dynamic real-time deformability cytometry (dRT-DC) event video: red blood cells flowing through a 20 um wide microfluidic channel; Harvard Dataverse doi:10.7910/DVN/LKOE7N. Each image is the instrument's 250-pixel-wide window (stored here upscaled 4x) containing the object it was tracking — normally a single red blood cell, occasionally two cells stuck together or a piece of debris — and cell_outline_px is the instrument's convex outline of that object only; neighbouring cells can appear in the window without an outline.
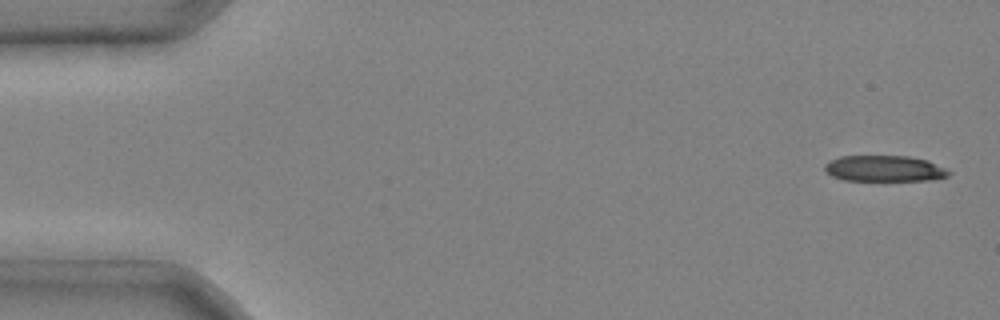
{"species": "common noctule bat (a hibernating species)", "species_latin": "Nyctalus noctula", "temperature_condition": "cold", "stored_images_in_passage": 5, "camera_frame_rate_fps": 3000, "um_per_image_px": 0.085, "animal": {"sex": "male", "body_mass_g": 20.4}, "frame": {"image": 1, "passage_image": 1, "time_ms": 0.0, "image_size_px": [1000, 320], "cell_outline_px": [[952, 172], [948, 176], [928, 180], [844, 180], [832, 176], [824, 168], [824, 164], [828, 160], [840, 156], [908, 156], [928, 160]], "centroid_in_image_um": [75.15, 14.31], "position_along_channel_um": 9.8, "area_um2": 18.73}}